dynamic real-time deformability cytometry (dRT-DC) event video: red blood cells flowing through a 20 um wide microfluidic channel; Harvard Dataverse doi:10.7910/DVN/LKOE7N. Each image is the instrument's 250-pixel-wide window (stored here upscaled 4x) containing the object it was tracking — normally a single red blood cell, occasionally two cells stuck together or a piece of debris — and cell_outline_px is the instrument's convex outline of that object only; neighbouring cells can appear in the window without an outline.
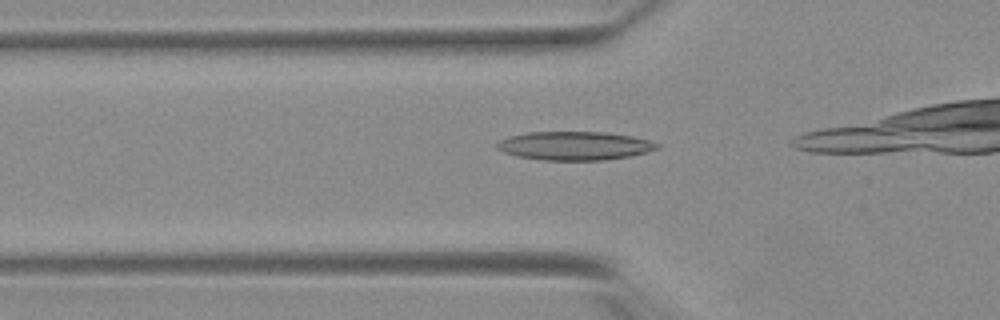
{"species": "Egyptian fruit bat (a non-hibernating species)", "species_latin": "Rousettus aegyptiacus", "temperature_condition": "warm", "stored_images_in_passage": 6, "camera_frame_rate_fps": 3000, "um_per_image_px": 0.085, "animal": {"sex": "female"}, "frame": {"image": 1, "passage_image": 2, "time_ms": 0.333, "image_size_px": [1000, 320], "cell_outline_px": [[660, 144], [656, 148], [644, 152], [628, 156], [604, 160], [544, 160], [516, 156], [504, 152], [496, 148], [496, 144], [500, 140], [508, 136], [528, 132], [604, 132], [632, 136], [648, 140]], "centroid_in_image_um": [48.78, 12.38], "position_along_channel_um": 77.0, "area_um2": 26.47}}
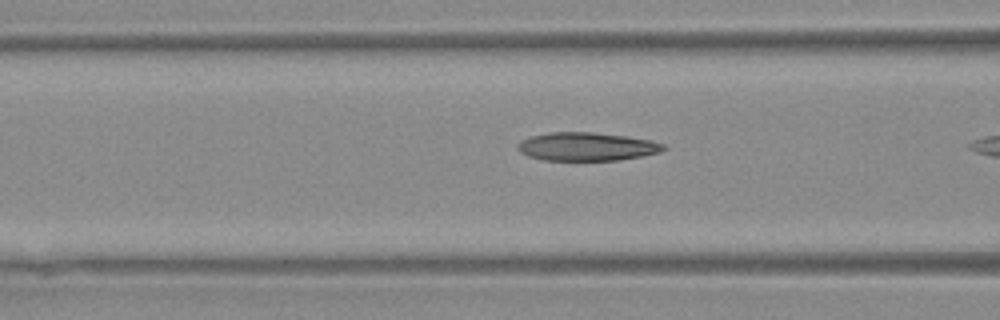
{"frame": {"image": 2, "passage_image": 5, "time_ms": 1.333, "image_size_px": [1000, 320], "cell_outline_px": [[668, 148], [660, 152], [620, 160], [544, 160], [528, 156], [520, 152], [516, 148], [516, 144], [520, 140], [532, 136], [548, 132], [592, 132], [624, 136], [652, 140], [664, 144]], "centroid_in_image_um": [49.85, 12.46], "position_along_channel_um": 116.7, "area_um2": 24.16}}